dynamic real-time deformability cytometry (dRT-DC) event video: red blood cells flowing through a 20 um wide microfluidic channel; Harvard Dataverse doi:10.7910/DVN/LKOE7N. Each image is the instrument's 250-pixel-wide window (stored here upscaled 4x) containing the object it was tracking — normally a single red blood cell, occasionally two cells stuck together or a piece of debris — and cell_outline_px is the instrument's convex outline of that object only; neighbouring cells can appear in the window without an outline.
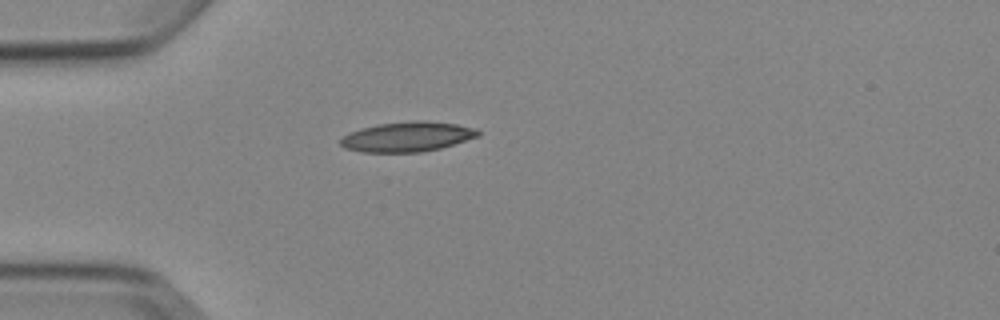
{"species": "Egyptian fruit bat (a non-hibernating species)", "species_latin": "Rousettus aegyptiacus", "temperature_condition": "cold", "stored_images_in_passage": 1, "camera_frame_rate_fps": 3000, "um_per_image_px": 0.085, "animal": {"sex": "female"}, "frame": {"image": 1, "passage_image": 1, "time_ms": 0.0, "image_size_px": [1000, 320], "cell_outline_px": [[480, 136], [440, 148], [420, 152], [360, 152], [344, 148], [340, 144], [340, 140], [344, 136], [360, 128], [376, 124], [412, 120], [424, 120], [456, 124], [476, 128], [480, 132]], "centroid_in_image_um": [34.62, 11.61], "position_along_channel_um": 50.4, "area_um2": 24.04}}